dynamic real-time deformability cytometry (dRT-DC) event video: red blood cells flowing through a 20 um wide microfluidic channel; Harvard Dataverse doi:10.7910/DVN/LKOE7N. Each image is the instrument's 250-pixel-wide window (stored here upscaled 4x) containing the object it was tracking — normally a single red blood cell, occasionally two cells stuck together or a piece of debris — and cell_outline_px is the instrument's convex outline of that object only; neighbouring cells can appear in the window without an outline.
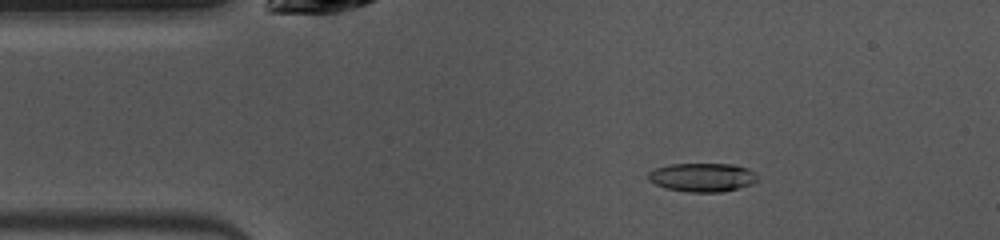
{"species": "common noctule bat (a hibernating species)", "species_latin": "Nyctalus noctula", "temperature_condition": "warm", "stored_images_in_passage": 42, "camera_frame_rate_fps": 3000, "um_per_image_px": 0.085, "animal": {"sex": "female", "body_mass_g": 10.0, "forearm_length_mm": 53.1}, "frame": {"image": 1, "passage_image": 1, "time_ms": 0.0, "image_size_px": [1000, 240], "cell_outline_px": [[756, 180], [752, 184], [720, 192], [688, 192], [664, 188], [648, 180], [648, 172], [656, 168], [668, 164], [732, 164], [748, 168], [756, 176]], "centroid_in_image_um": [59.65, 15.07], "position_along_channel_um": 25.4, "area_um2": 18.15}}
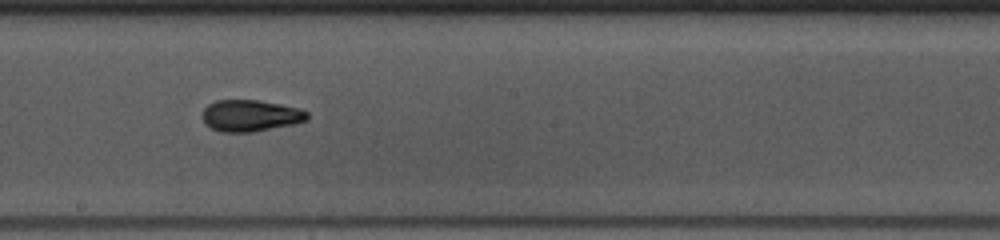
{"frame": {"image": 2, "passage_image": 19, "time_ms": 6.0, "image_size_px": [1000, 240], "cell_outline_px": [[308, 120], [292, 124], [252, 132], [220, 132], [204, 124], [200, 116], [204, 108], [208, 104], [216, 100], [260, 100], [300, 108], [308, 112]], "centroid_in_image_um": [21.25, 9.82], "position_along_channel_um": 227.0, "area_um2": 19.48}}
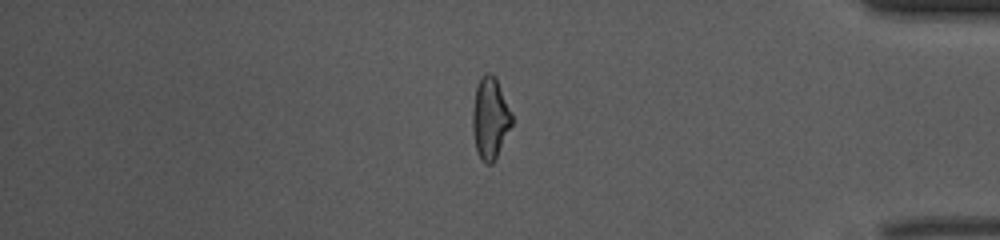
{"frame": {"image": 3, "passage_image": 34, "time_ms": 11.0, "image_size_px": [1000, 240], "cell_outline_px": [[512, 124], [492, 164], [484, 164], [480, 160], [476, 148], [472, 132], [472, 108], [476, 88], [480, 76], [484, 72], [492, 72], [496, 76], [512, 112]], "centroid_in_image_um": [41.65, 9.99], "position_along_channel_um": 393.6, "area_um2": 18.96}, "authors_computed_cell_mechanics": {"area_um2": 18.9873, "velocity_mm_per_s": 3.9971, "shape_relaxation_time_tau1_ms": 4.6663, "shape_relaxation_time_tau2_ms": 3.5374, "deformation_change_tau1": 0.1738, "deformation_change_tau2": 0.1139}}